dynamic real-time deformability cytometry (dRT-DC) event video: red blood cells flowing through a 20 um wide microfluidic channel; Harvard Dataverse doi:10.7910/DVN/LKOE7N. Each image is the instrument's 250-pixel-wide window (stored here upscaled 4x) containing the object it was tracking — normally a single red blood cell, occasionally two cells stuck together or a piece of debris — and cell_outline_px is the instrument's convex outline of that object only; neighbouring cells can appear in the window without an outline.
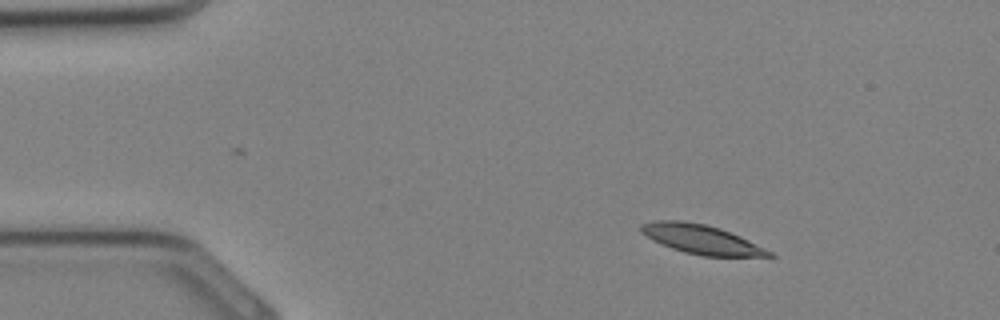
{"species": "Egyptian fruit bat (a non-hibernating species)", "species_latin": "Rousettus aegyptiacus", "temperature_condition": "cold", "stored_images_in_passage": 11, "camera_frame_rate_fps": 3000, "um_per_image_px": 0.085, "animal": {"sex": "female"}, "frame": {"image": 1, "passage_image": 5, "time_ms": 1.333, "image_size_px": [1000, 320], "cell_outline_px": [[776, 256], [700, 256], [684, 252], [672, 248], [652, 240], [640, 232], [640, 224], [652, 220], [680, 220], [704, 224], [720, 228], [740, 236], [772, 252]], "centroid_in_image_um": [59.56, 20.33], "position_along_channel_um": 25.4, "area_um2": 21.68}}
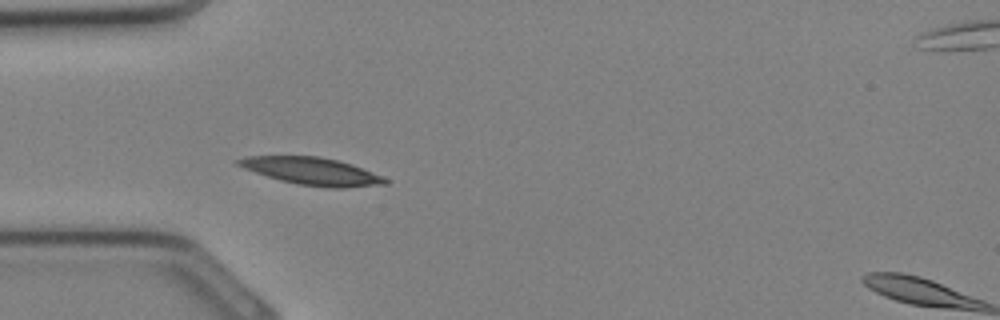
{"frame": {"image": 2, "passage_image": 10, "time_ms": 3.0, "image_size_px": [1000, 320], "cell_outline_px": [[392, 180], [388, 184], [344, 188], [328, 188], [296, 184], [280, 180], [244, 168], [236, 164], [232, 160], [244, 156], [320, 156], [352, 164]], "centroid_in_image_um": [26.53, 14.55], "position_along_channel_um": 58.5, "area_um2": 23.64}}